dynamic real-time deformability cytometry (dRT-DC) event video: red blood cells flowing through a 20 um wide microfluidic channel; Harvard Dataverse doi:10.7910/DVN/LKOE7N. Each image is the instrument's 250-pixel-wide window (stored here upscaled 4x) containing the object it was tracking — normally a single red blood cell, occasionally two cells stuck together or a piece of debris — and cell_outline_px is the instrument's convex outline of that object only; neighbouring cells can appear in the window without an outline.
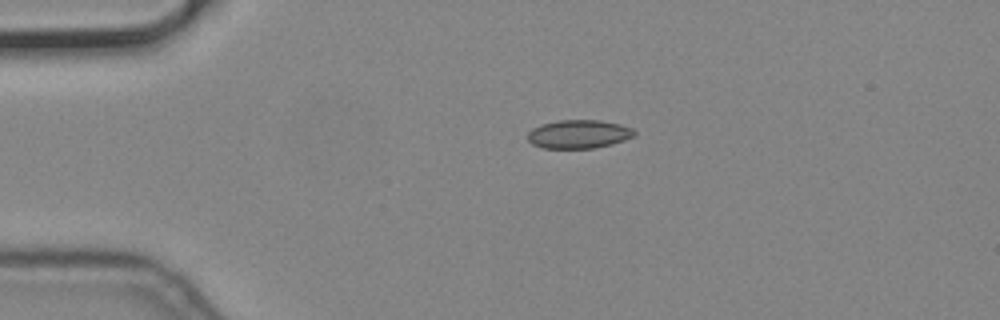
{"species": "common noctule bat (a hibernating species)", "species_latin": "Nyctalus noctula", "temperature_condition": "cold", "stored_images_in_passage": 2, "camera_frame_rate_fps": 3000, "um_per_image_px": 0.085, "animal": {"sex": "male", "body_mass_g": 19.2, "forearm_length_mm": 51.8}, "frame": {"image": 1, "passage_image": 1, "time_ms": 0.0, "image_size_px": [1000, 320], "cell_outline_px": [[636, 136], [612, 144], [596, 148], [544, 148], [532, 144], [528, 140], [528, 132], [532, 128], [540, 124], [556, 120], [600, 120], [620, 124], [632, 128], [636, 132]], "centroid_in_image_um": [49.2, 11.39], "position_along_channel_um": 35.8, "area_um2": 17.92}}